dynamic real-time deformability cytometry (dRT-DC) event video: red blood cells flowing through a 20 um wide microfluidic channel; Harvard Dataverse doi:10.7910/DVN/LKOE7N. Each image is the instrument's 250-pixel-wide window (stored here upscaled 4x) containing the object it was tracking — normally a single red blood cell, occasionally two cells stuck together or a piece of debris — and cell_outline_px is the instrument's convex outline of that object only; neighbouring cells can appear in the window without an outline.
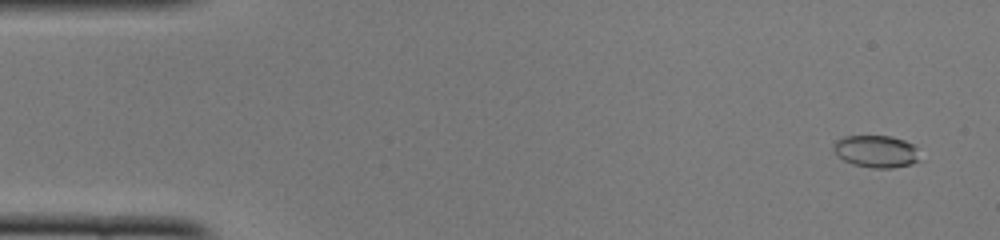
{"species": "common noctule bat (a hibernating species)", "species_latin": "Nyctalus noctula", "temperature_condition": "cold", "stored_images_in_passage": 51, "camera_frame_rate_fps": 3000, "um_per_image_px": 0.085, "animal": {"sex": "female", "body_mass_g": 22.0, "forearm_length_mm": 56.7}, "frame": {"image": 1, "passage_image": 3, "time_ms": 0.667, "image_size_px": [1000, 240], "cell_outline_px": [[920, 160], [912, 164], [892, 168], [872, 168], [852, 164], [844, 160], [832, 148], [832, 144], [836, 140], [844, 136], [892, 136], [904, 140], [912, 144], [916, 148]], "centroid_in_image_um": [74.47, 12.87], "position_along_channel_um": 10.5, "area_um2": 16.24}}
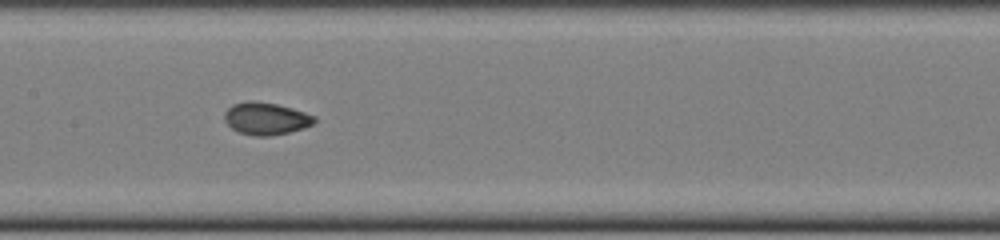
{"frame": {"image": 2, "passage_image": 25, "time_ms": 8.0, "image_size_px": [1000, 240], "cell_outline_px": [[316, 124], [304, 128], [288, 132], [268, 136], [256, 136], [240, 132], [232, 128], [224, 120], [224, 112], [232, 104], [248, 100], [252, 100], [276, 104], [292, 108], [316, 116]], "centroid_in_image_um": [22.62, 10.07], "position_along_channel_um": 184.8, "area_um2": 16.99}}
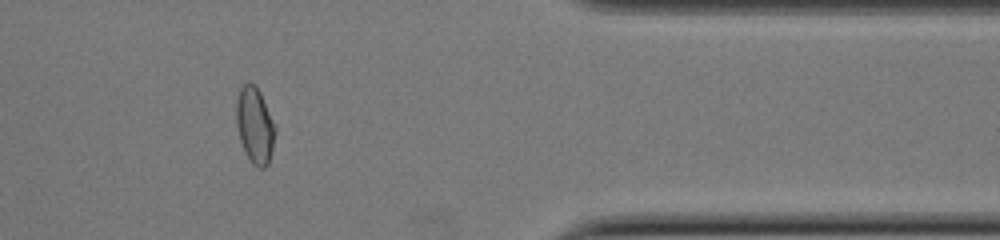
{"frame": {"image": 3, "passage_image": 42, "time_ms": 13.667, "image_size_px": [1000, 240], "cell_outline_px": [[276, 132], [272, 152], [268, 164], [264, 168], [260, 168], [252, 164], [240, 140], [236, 124], [236, 100], [240, 88], [248, 80], [256, 84], [260, 92], [276, 128]], "centroid_in_image_um": [21.66, 10.62], "position_along_channel_um": 389.7, "area_um2": 17.34}, "authors_computed_cell_mechanics": {"area_um2": 16.3574, "velocity_mm_per_s": 4.0072, "shape_relaxation_time_tau1_ms": 9.4553, "shape_relaxation_time_tau2_ms": 0.9229, "deformation_change_tau1": 0.2052, "deformation_change_tau2": 0.0345}}